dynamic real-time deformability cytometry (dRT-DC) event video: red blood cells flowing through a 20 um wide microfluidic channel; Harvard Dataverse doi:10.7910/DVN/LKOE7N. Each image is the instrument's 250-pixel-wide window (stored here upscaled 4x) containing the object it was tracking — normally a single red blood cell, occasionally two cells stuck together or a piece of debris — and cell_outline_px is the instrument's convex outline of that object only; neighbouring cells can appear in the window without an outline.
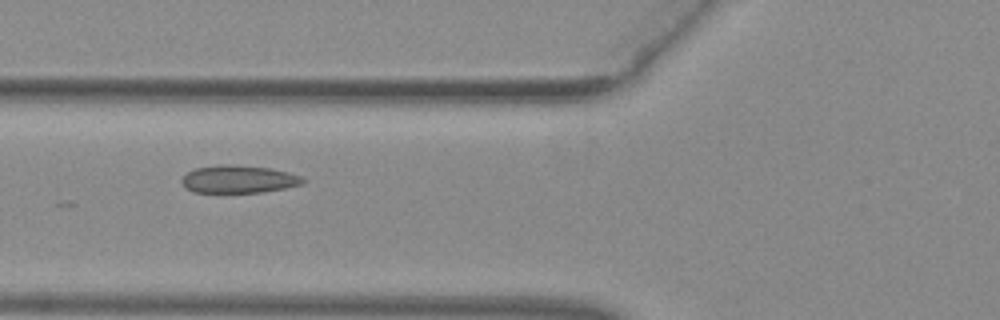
{"species": "common noctule bat (a hibernating species)", "species_latin": "Nyctalus noctula", "temperature_condition": "warm", "stored_images_in_passage": 28, "camera_frame_rate_fps": 3000, "um_per_image_px": 0.085, "animal": {"sex": "female", "body_mass_g": 29.2, "forearm_length_mm": 56.3}, "frame": {"image": 1, "passage_image": 22, "time_ms": 7.0, "image_size_px": [1000, 320], "cell_outline_px": [[304, 184], [284, 188], [260, 192], [192, 192], [184, 188], [180, 180], [188, 172], [196, 168], [220, 164], [232, 164], [272, 168], [288, 172], [300, 176], [304, 180]], "centroid_in_image_um": [20.25, 15.22], "position_along_channel_um": 105.5, "area_um2": 19.59}}
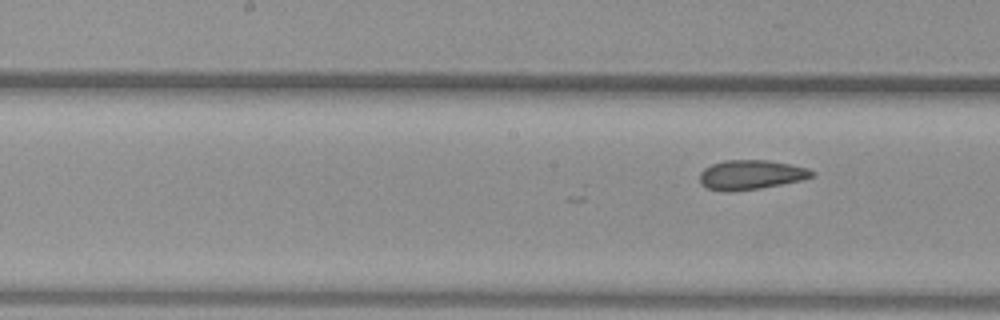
{"frame": {"image": 2, "passage_image": 28, "time_ms": 9.0, "image_size_px": [1000, 320], "cell_outline_px": [[816, 176], [800, 180], [760, 188], [732, 192], [724, 192], [708, 188], [700, 184], [700, 172], [704, 168], [712, 164], [724, 160], [768, 160], [808, 168], [816, 172]], "centroid_in_image_um": [63.81, 14.86], "position_along_channel_um": 184.4, "area_um2": 19.36}}